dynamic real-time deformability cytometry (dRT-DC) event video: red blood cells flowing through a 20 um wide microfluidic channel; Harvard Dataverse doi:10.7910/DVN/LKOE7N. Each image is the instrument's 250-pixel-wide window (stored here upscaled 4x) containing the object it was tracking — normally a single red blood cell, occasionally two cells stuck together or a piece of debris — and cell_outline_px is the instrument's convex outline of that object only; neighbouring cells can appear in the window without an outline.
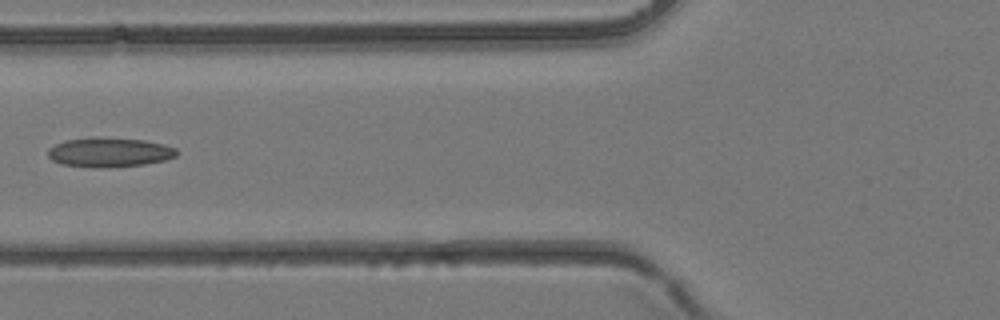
{"species": "common noctule bat (a hibernating species)", "species_latin": "Nyctalus noctula", "temperature_condition": "room temperature", "stored_images_in_passage": 3, "camera_frame_rate_fps": 3000, "um_per_image_px": 0.085, "animal": {"sex": "female", "body_mass_g": 24.6, "forearm_length_mm": 56.2}, "frame": {"image": 1, "passage_image": 3, "time_ms": 0.667, "image_size_px": [1000, 320], "cell_outline_px": [[176, 156], [164, 160], [144, 164], [108, 168], [100, 168], [60, 164], [52, 160], [48, 156], [48, 148], [64, 140], [92, 136], [100, 136], [144, 140], [164, 144], [176, 148]], "centroid_in_image_um": [9.26, 12.93], "position_along_channel_um": 116.5, "area_um2": 22.43}}